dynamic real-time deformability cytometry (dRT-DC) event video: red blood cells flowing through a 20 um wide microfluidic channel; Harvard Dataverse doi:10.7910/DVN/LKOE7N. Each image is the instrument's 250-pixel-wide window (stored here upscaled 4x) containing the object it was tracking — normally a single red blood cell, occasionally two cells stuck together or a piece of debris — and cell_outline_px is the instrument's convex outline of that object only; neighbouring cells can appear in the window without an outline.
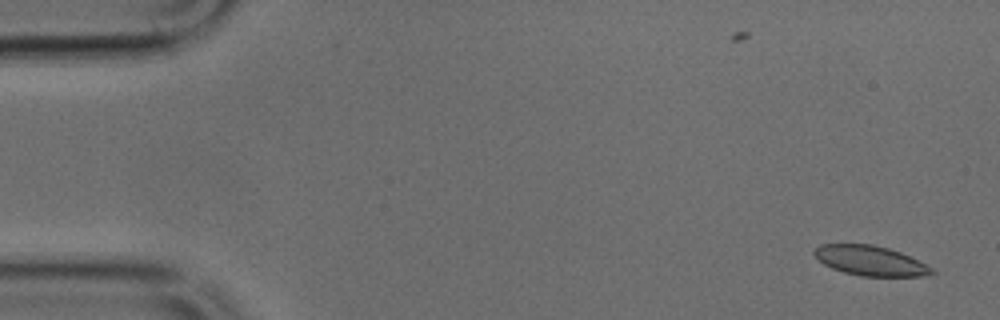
{"species": "common noctule bat (a hibernating species)", "species_latin": "Nyctalus noctula", "temperature_condition": "cold", "stored_images_in_passage": 45, "camera_frame_rate_fps": 3000, "um_per_image_px": 0.085, "animal": {"sex": "male", "body_mass_g": 17.9, "forearm_length_mm": 54.2}, "frame": {"image": 1, "passage_image": 1, "time_ms": 0.0, "image_size_px": [1000, 320], "cell_outline_px": [[936, 272], [924, 276], [860, 276], [844, 272], [832, 268], [824, 264], [812, 252], [820, 244], [872, 244], [888, 248], [900, 252], [932, 268]], "centroid_in_image_um": [73.96, 22.16], "position_along_channel_um": 11.0, "area_um2": 20.17}}
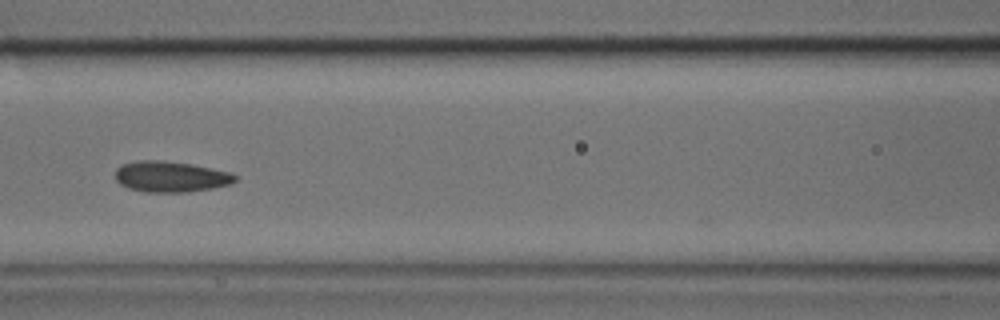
{"frame": {"image": 2, "passage_image": 20, "time_ms": 6.333, "image_size_px": [1000, 320], "cell_outline_px": [[240, 176], [232, 184], [212, 188], [188, 192], [144, 192], [128, 188], [120, 184], [116, 180], [116, 168], [120, 164], [136, 160], [164, 160], [192, 164], [232, 172]], "centroid_in_image_um": [14.53, 15.01], "position_along_channel_um": 152.1, "area_um2": 21.96}}
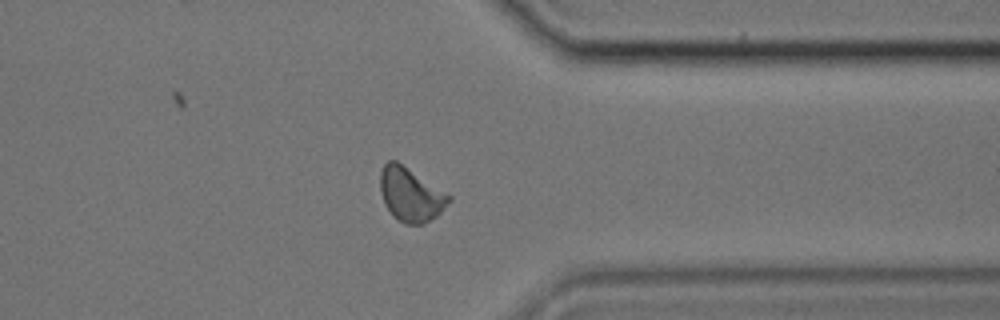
{"frame": {"image": 3, "passage_image": 37, "time_ms": 12.0, "image_size_px": [1000, 320], "cell_outline_px": [[452, 200], [436, 216], [424, 224], [404, 224], [392, 216], [384, 204], [380, 192], [380, 172], [384, 164], [388, 160], [396, 160], [452, 196]], "centroid_in_image_um": [34.89, 16.54], "position_along_channel_um": 376.5, "area_um2": 21.62}}